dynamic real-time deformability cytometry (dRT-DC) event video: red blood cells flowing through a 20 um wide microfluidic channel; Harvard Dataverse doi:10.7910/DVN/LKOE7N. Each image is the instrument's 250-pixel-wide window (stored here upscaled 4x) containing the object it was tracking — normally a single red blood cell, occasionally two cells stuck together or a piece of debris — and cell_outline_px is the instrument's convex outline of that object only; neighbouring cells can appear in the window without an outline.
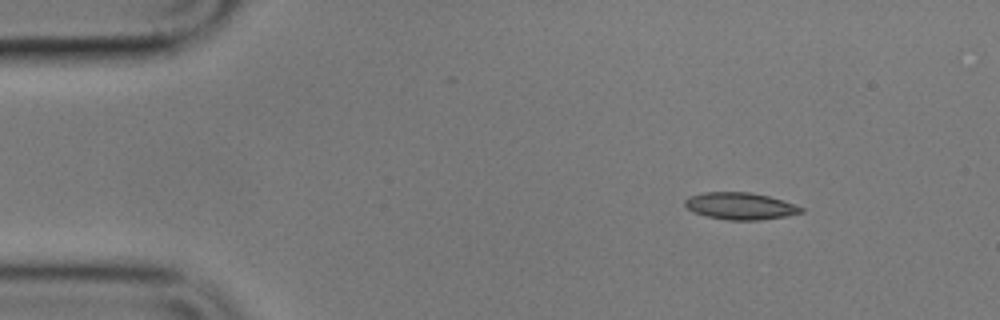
{"species": "common noctule bat (a hibernating species)", "species_latin": "Nyctalus noctula", "temperature_condition": "cold", "stored_images_in_passage": 5, "camera_frame_rate_fps": 3000, "um_per_image_px": 0.085, "animal": {"sex": "male", "body_mass_g": 17.9}, "frame": {"image": 1, "passage_image": 1, "time_ms": 0.0, "image_size_px": [1000, 320], "cell_outline_px": [[804, 212], [784, 216], [760, 220], [728, 220], [708, 216], [692, 212], [684, 204], [684, 200], [688, 196], [704, 192], [752, 192], [768, 196], [804, 208]], "centroid_in_image_um": [62.88, 17.51], "position_along_channel_um": 22.1, "area_um2": 18.15}}
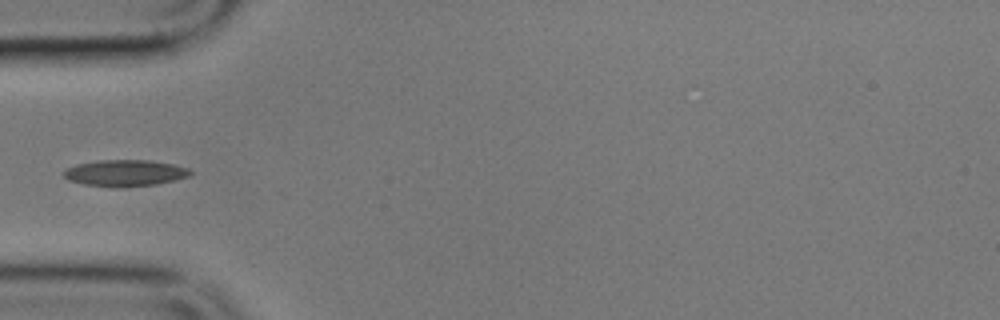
{"frame": {"image": 2, "passage_image": 4, "time_ms": 3.667, "image_size_px": [1000, 320], "cell_outline_px": [[192, 172], [188, 176], [176, 180], [156, 184], [116, 188], [84, 184], [68, 180], [64, 176], [64, 172], [68, 168], [76, 164], [100, 160], [148, 160], [172, 164], [188, 168]], "centroid_in_image_um": [10.62, 14.71], "position_along_channel_um": 74.4, "area_um2": 19.42}}
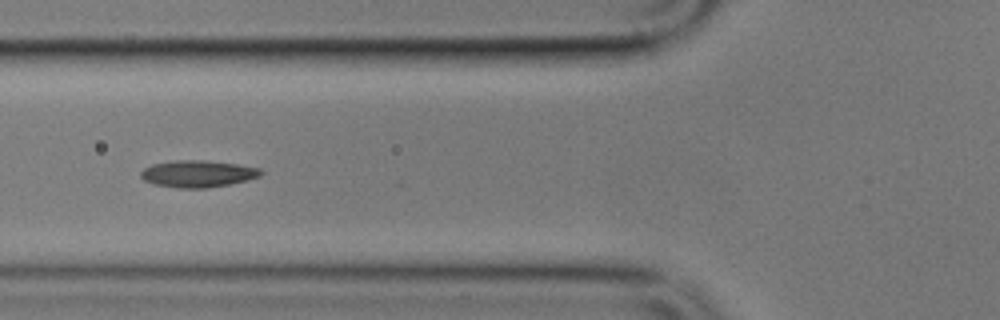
{"frame": {"image": 3, "passage_image": 5, "time_ms": 4.667, "image_size_px": [1000, 320], "cell_outline_px": [[264, 172], [260, 176], [248, 180], [208, 188], [180, 188], [152, 184], [144, 180], [140, 176], [140, 172], [144, 168], [152, 164], [176, 160], [204, 160], [236, 164], [260, 168]], "centroid_in_image_um": [16.8, 14.77], "position_along_channel_um": 109.0, "area_um2": 18.84}}